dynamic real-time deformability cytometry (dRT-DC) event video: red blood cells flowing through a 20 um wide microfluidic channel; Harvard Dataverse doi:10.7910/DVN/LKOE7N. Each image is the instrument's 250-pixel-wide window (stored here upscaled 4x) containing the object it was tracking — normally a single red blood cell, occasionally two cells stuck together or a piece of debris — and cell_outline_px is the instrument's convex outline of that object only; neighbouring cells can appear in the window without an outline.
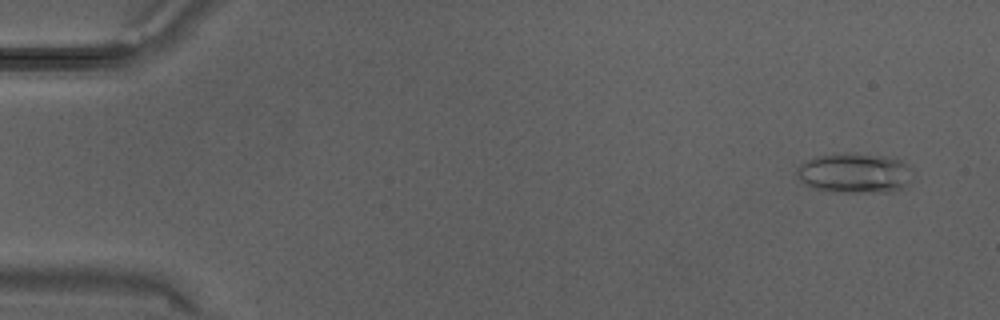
{"species": "Egyptian fruit bat (a non-hibernating species)", "species_latin": "Rousettus aegyptiacus", "temperature_condition": "warm", "stored_images_in_passage": 33, "segment_of_instrument_passage": [1, 2], "camera_frame_rate_fps": 3000, "um_per_image_px": 0.085, "animal": {"sex": "male"}, "frame": {"image": 1, "passage_image": 2, "time_ms": 0.333, "image_size_px": [1000, 320], "cell_outline_px": [[912, 180], [900, 188], [892, 192], [844, 192], [816, 188], [804, 184], [800, 180], [796, 172], [800, 164], [816, 156], [844, 152], [884, 156], [900, 160], [908, 164], [912, 168]], "centroid_in_image_um": [72.68, 14.7], "position_along_channel_um": 12.3, "area_um2": 26.99}}
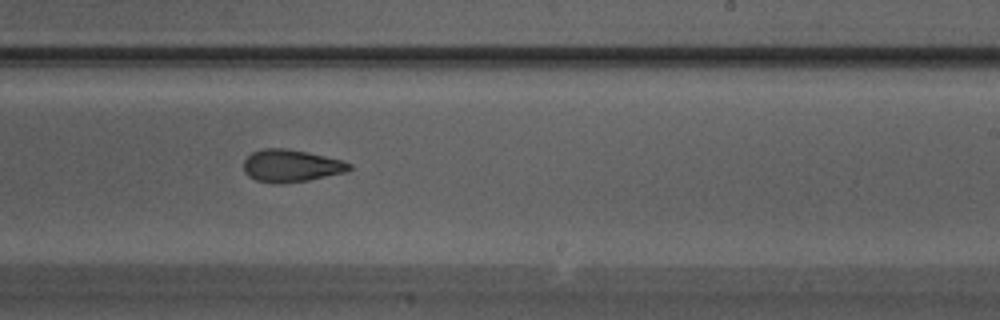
{"frame": {"image": 2, "passage_image": 20, "time_ms": 6.333, "image_size_px": [1000, 320], "cell_outline_px": [[352, 168], [344, 172], [308, 180], [280, 184], [272, 184], [256, 180], [248, 176], [244, 172], [244, 160], [252, 152], [264, 148], [288, 148], [308, 152], [340, 160], [352, 164]], "centroid_in_image_um": [24.7, 14.09], "position_along_channel_um": 264.3, "area_um2": 19.94}}
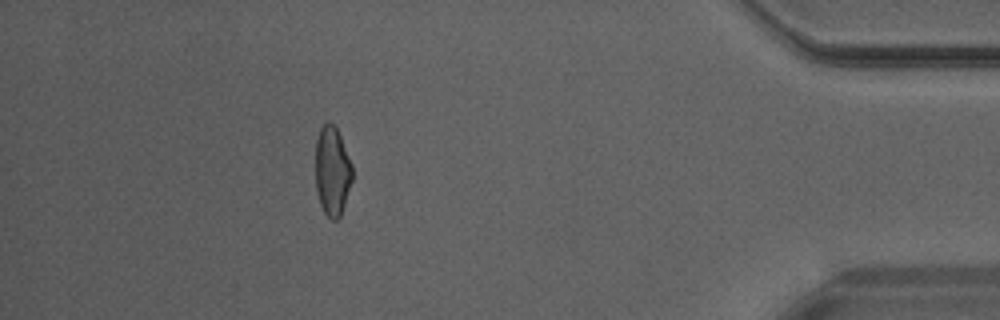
{"frame": {"image": 3, "passage_image": 29, "time_ms": 9.333, "image_size_px": [1000, 320], "cell_outline_px": [[352, 180], [340, 216], [336, 220], [332, 220], [324, 212], [320, 204], [316, 188], [316, 140], [320, 128], [328, 120], [336, 128], [340, 136], [352, 164]], "centroid_in_image_um": [28.23, 14.53], "position_along_channel_um": 407.0, "area_um2": 18.96}}